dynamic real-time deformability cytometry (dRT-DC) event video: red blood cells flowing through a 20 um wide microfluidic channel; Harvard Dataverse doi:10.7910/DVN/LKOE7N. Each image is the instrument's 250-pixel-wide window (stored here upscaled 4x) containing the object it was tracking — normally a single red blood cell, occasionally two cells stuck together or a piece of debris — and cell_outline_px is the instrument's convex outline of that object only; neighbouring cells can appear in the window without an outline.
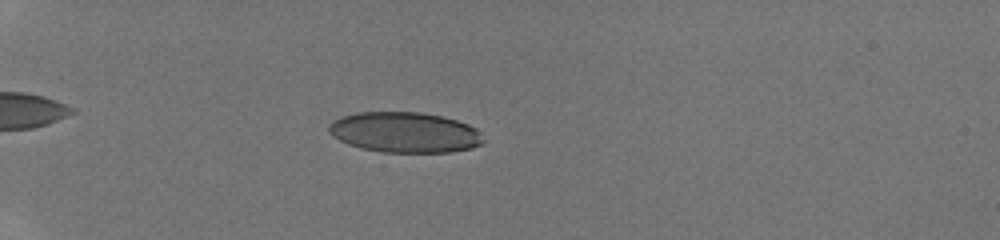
{"species": "human", "species_latin": "Homo sapiens", "temperature_condition": "room temperature", "stored_images_in_passage": 53, "camera_frame_rate_fps": 3000, "um_per_image_px": 0.085, "donor": {"sex": "male"}, "frame": {"image": 1, "passage_image": 18, "time_ms": 5.667, "image_size_px": [1000, 240], "cell_outline_px": [[484, 140], [480, 144], [472, 148], [452, 152], [384, 152], [360, 148], [348, 144], [332, 136], [328, 132], [328, 124], [332, 120], [340, 116], [356, 112], [420, 112], [444, 116], [468, 124], [476, 128], [480, 132]], "centroid_in_image_um": [34.38, 11.24], "position_along_channel_um": 50.6, "area_um2": 36.76}}
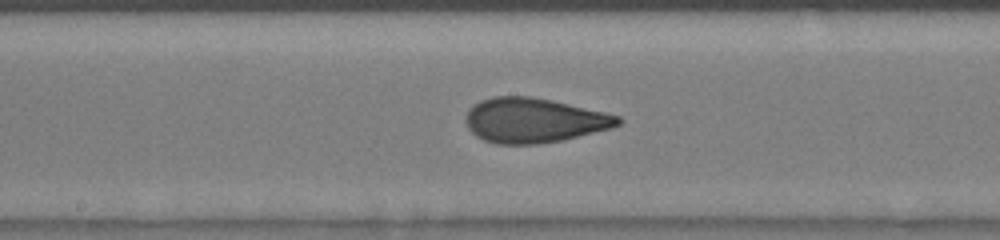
{"frame": {"image": 2, "passage_image": 32, "time_ms": 10.333, "image_size_px": [1000, 240], "cell_outline_px": [[624, 120], [620, 124], [612, 128], [564, 140], [540, 144], [496, 144], [484, 140], [476, 136], [468, 128], [464, 120], [468, 112], [480, 100], [492, 96], [532, 96], [552, 100], [604, 112], [620, 116]], "centroid_in_image_um": [45.4, 10.23], "position_along_channel_um": 202.8, "area_um2": 39.82}}
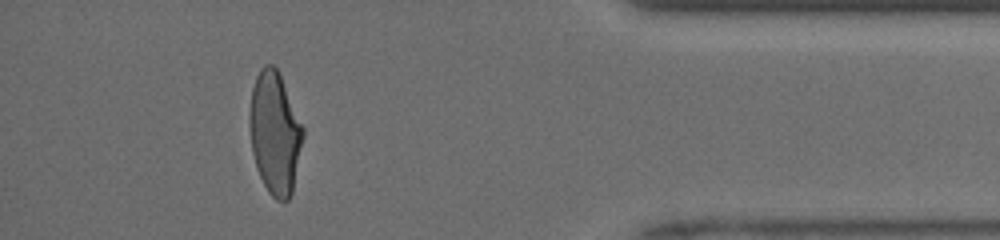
{"frame": {"image": 3, "passage_image": 49, "time_ms": 16.0, "image_size_px": [1000, 240], "cell_outline_px": [[304, 136], [292, 192], [288, 200], [276, 200], [268, 192], [260, 176], [252, 152], [248, 124], [248, 116], [252, 88], [256, 76], [260, 68], [264, 64], [272, 64], [276, 68], [280, 76], [304, 128]], "centroid_in_image_um": [23.35, 11.3], "position_along_channel_um": 411.9, "area_um2": 37.97}, "authors_computed_cell_mechanics": {"area_um2": 38.0324, "velocity_mm_per_s": 4.2255, "shape_relaxation_time_tau1_ms": 4.8224, "shape_relaxation_time_tau2_ms": 0.7173, "deformation_change_tau1": 0.2091, "deformation_change_tau2": 0.0826}}